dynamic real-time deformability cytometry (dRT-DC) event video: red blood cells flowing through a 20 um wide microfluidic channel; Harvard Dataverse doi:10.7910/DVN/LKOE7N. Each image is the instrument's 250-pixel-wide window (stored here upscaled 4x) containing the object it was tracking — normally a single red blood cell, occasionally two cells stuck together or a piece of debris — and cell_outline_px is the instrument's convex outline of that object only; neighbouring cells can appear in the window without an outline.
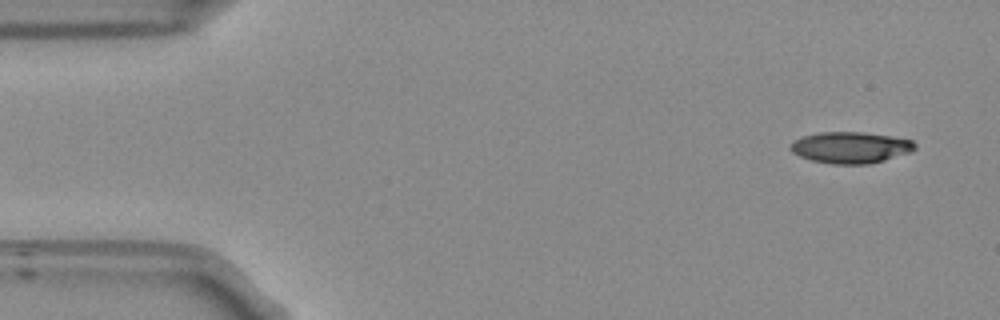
{"species": "Egyptian fruit bat (a non-hibernating species)", "species_latin": "Rousettus aegyptiacus", "temperature_condition": "room temperature", "stored_images_in_passage": 50, "camera_frame_rate_fps": 3000, "um_per_image_px": 0.085, "frame": {"image": 1, "passage_image": 1, "time_ms": 0.0, "image_size_px": [1000, 320], "cell_outline_px": [[916, 148], [912, 152], [884, 160], [868, 164], [832, 164], [812, 160], [800, 156], [792, 152], [788, 148], [792, 140], [804, 136], [820, 132], [864, 132], [912, 140], [916, 144]], "centroid_in_image_um": [72.28, 12.54], "position_along_channel_um": 12.7, "area_um2": 22.77}}
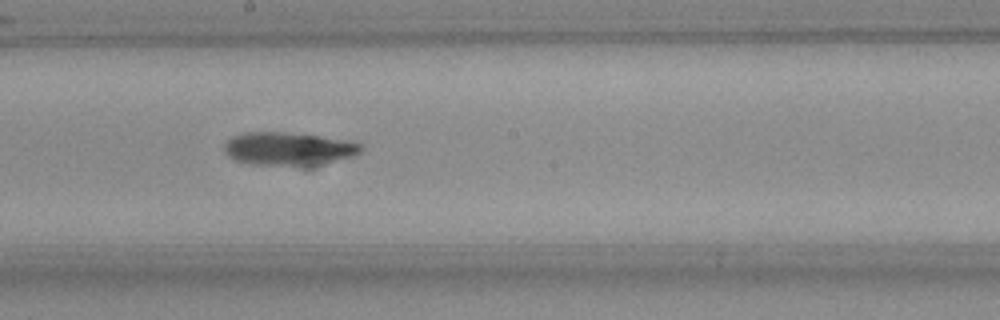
{"frame": {"image": 2, "passage_image": 26, "time_ms": 8.333, "image_size_px": [1000, 320], "cell_outline_px": [[364, 148], [356, 156], [316, 164], [252, 164], [236, 160], [228, 156], [224, 152], [224, 144], [232, 136], [244, 132], [288, 132], [320, 136], [348, 140], [360, 144]], "centroid_in_image_um": [24.52, 12.61], "position_along_channel_um": 223.7, "area_um2": 26.07}}
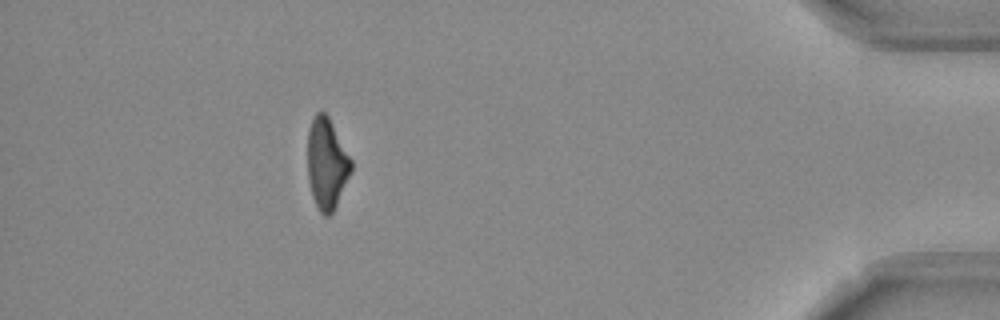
{"frame": {"image": 3, "passage_image": 45, "time_ms": 14.667, "image_size_px": [1000, 320], "cell_outline_px": [[352, 172], [332, 212], [328, 216], [324, 216], [320, 212], [312, 196], [308, 180], [308, 128], [316, 112], [324, 112], [328, 116], [352, 160]], "centroid_in_image_um": [27.77, 13.9], "position_along_channel_um": 407.4, "area_um2": 22.95}}